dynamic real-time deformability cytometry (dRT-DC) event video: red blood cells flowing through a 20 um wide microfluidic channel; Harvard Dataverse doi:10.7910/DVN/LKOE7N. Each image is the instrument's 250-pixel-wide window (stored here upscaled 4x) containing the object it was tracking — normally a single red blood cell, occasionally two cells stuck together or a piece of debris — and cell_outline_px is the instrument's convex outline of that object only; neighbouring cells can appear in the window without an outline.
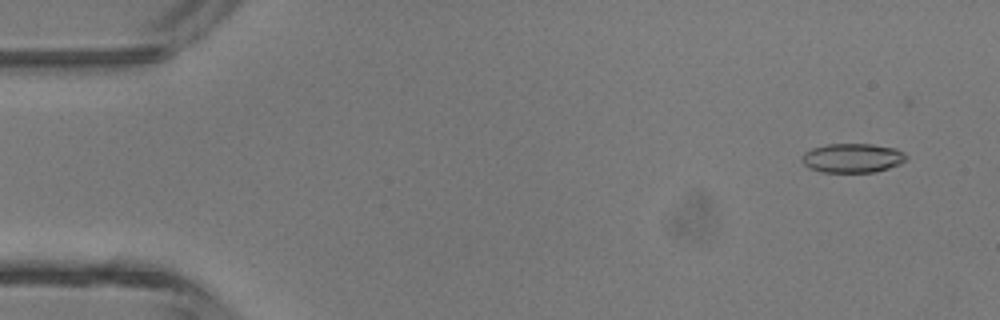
{"species": "common noctule bat (a hibernating species)", "species_latin": "Nyctalus noctula", "temperature_condition": "room temperature", "stored_images_in_passage": 47, "camera_frame_rate_fps": 3000, "um_per_image_px": 0.085, "animal": {"sex": "male", "body_mass_g": 13.3}, "frame": {"image": 1, "passage_image": 4, "time_ms": 1.0, "image_size_px": [1000, 320], "cell_outline_px": [[908, 160], [900, 164], [876, 172], [820, 172], [808, 168], [800, 160], [800, 156], [804, 152], [812, 148], [828, 144], [872, 144], [896, 148], [904, 152], [908, 156]], "centroid_in_image_um": [72.46, 13.43], "position_along_channel_um": 12.5, "area_um2": 18.09}}
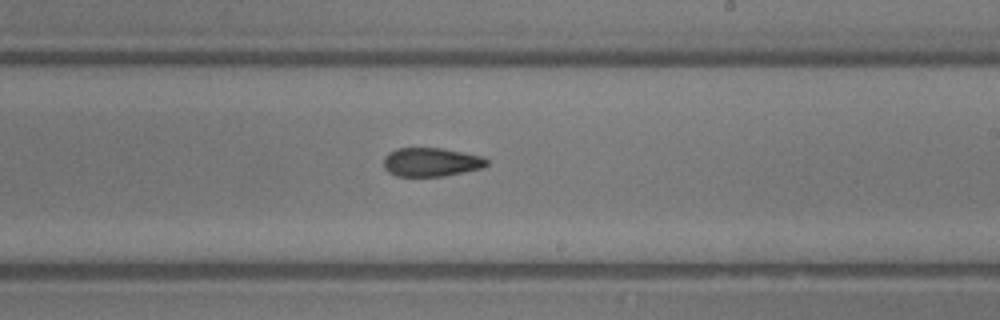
{"frame": {"image": 2, "passage_image": 28, "time_ms": 9.0, "image_size_px": [1000, 320], "cell_outline_px": [[488, 164], [480, 168], [464, 172], [444, 176], [396, 176], [388, 172], [384, 168], [384, 156], [388, 152], [396, 148], [440, 148], [484, 156], [488, 160]], "centroid_in_image_um": [36.63, 13.77], "position_along_channel_um": 252.4, "area_um2": 17.34}}
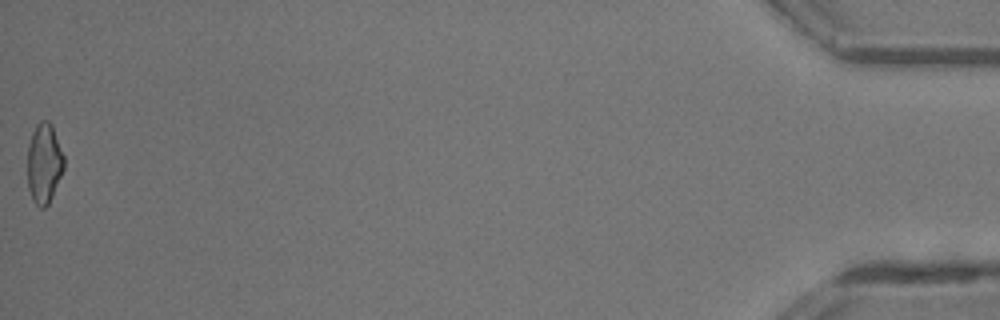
{"frame": {"image": 3, "passage_image": 47, "time_ms": 15.333, "image_size_px": [1000, 320], "cell_outline_px": [[64, 168], [52, 196], [48, 204], [44, 208], [40, 208], [32, 200], [28, 188], [28, 144], [32, 132], [36, 124], [40, 120], [48, 120], [52, 124], [64, 156]], "centroid_in_image_um": [3.74, 13.86], "position_along_channel_um": 431.5, "area_um2": 17.11}, "authors_computed_cell_mechanics": {"area_um2": 17.5134, "velocity_mm_per_s": 4.4968, "shape_relaxation_time_tau1_ms": 7.2176, "shape_relaxation_time_tau2_ms": 3.1597, "deformation_change_tau1": 0.1814, "deformation_change_tau2": 0.1187}}